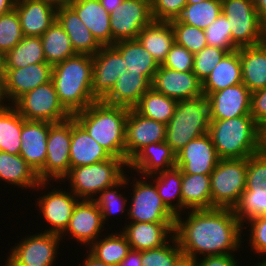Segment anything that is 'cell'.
<instances>
[{
	"label": "cell",
	"instance_id": "obj_1",
	"mask_svg": "<svg viewBox=\"0 0 266 266\" xmlns=\"http://www.w3.org/2000/svg\"><path fill=\"white\" fill-rule=\"evenodd\" d=\"M176 216L174 236L184 255L235 254L242 248L243 225L232 208L188 210ZM201 254V255H199Z\"/></svg>",
	"mask_w": 266,
	"mask_h": 266
},
{
	"label": "cell",
	"instance_id": "obj_2",
	"mask_svg": "<svg viewBox=\"0 0 266 266\" xmlns=\"http://www.w3.org/2000/svg\"><path fill=\"white\" fill-rule=\"evenodd\" d=\"M128 113L129 108L96 100L72 116L112 157L125 161V123Z\"/></svg>",
	"mask_w": 266,
	"mask_h": 266
},
{
	"label": "cell",
	"instance_id": "obj_3",
	"mask_svg": "<svg viewBox=\"0 0 266 266\" xmlns=\"http://www.w3.org/2000/svg\"><path fill=\"white\" fill-rule=\"evenodd\" d=\"M93 56L76 54L53 65L52 81L58 99L73 115L84 110L97 99L92 95Z\"/></svg>",
	"mask_w": 266,
	"mask_h": 266
},
{
	"label": "cell",
	"instance_id": "obj_4",
	"mask_svg": "<svg viewBox=\"0 0 266 266\" xmlns=\"http://www.w3.org/2000/svg\"><path fill=\"white\" fill-rule=\"evenodd\" d=\"M210 120L208 133L220 159H247L259 152L260 126L252 116Z\"/></svg>",
	"mask_w": 266,
	"mask_h": 266
},
{
	"label": "cell",
	"instance_id": "obj_5",
	"mask_svg": "<svg viewBox=\"0 0 266 266\" xmlns=\"http://www.w3.org/2000/svg\"><path fill=\"white\" fill-rule=\"evenodd\" d=\"M209 103L206 96L177 102L174 115L166 125V143L177 154L191 140L208 133Z\"/></svg>",
	"mask_w": 266,
	"mask_h": 266
},
{
	"label": "cell",
	"instance_id": "obj_6",
	"mask_svg": "<svg viewBox=\"0 0 266 266\" xmlns=\"http://www.w3.org/2000/svg\"><path fill=\"white\" fill-rule=\"evenodd\" d=\"M127 168L123 159L111 157L92 165L70 168L61 182H70L69 190L78 199L94 200L101 191L118 183L130 171Z\"/></svg>",
	"mask_w": 266,
	"mask_h": 266
},
{
	"label": "cell",
	"instance_id": "obj_7",
	"mask_svg": "<svg viewBox=\"0 0 266 266\" xmlns=\"http://www.w3.org/2000/svg\"><path fill=\"white\" fill-rule=\"evenodd\" d=\"M247 159H220L210 175L212 208H234L246 189Z\"/></svg>",
	"mask_w": 266,
	"mask_h": 266
},
{
	"label": "cell",
	"instance_id": "obj_8",
	"mask_svg": "<svg viewBox=\"0 0 266 266\" xmlns=\"http://www.w3.org/2000/svg\"><path fill=\"white\" fill-rule=\"evenodd\" d=\"M130 185L133 192L130 194L132 199L129 202L128 216L130 222H175L176 216L164 205L160 198L154 182L148 180L147 176H141L139 179L131 180ZM130 179V180H129ZM148 180V181H147ZM134 181V182H133ZM127 213V214H126Z\"/></svg>",
	"mask_w": 266,
	"mask_h": 266
},
{
	"label": "cell",
	"instance_id": "obj_9",
	"mask_svg": "<svg viewBox=\"0 0 266 266\" xmlns=\"http://www.w3.org/2000/svg\"><path fill=\"white\" fill-rule=\"evenodd\" d=\"M13 106L27 121L59 123L72 116L60 103L52 80L25 93Z\"/></svg>",
	"mask_w": 266,
	"mask_h": 266
},
{
	"label": "cell",
	"instance_id": "obj_10",
	"mask_svg": "<svg viewBox=\"0 0 266 266\" xmlns=\"http://www.w3.org/2000/svg\"><path fill=\"white\" fill-rule=\"evenodd\" d=\"M222 14L228 19L231 38L237 48L259 45L264 24L253 0H221Z\"/></svg>",
	"mask_w": 266,
	"mask_h": 266
},
{
	"label": "cell",
	"instance_id": "obj_11",
	"mask_svg": "<svg viewBox=\"0 0 266 266\" xmlns=\"http://www.w3.org/2000/svg\"><path fill=\"white\" fill-rule=\"evenodd\" d=\"M71 117L59 123H50L47 156L37 172L40 181H62L70 171Z\"/></svg>",
	"mask_w": 266,
	"mask_h": 266
},
{
	"label": "cell",
	"instance_id": "obj_12",
	"mask_svg": "<svg viewBox=\"0 0 266 266\" xmlns=\"http://www.w3.org/2000/svg\"><path fill=\"white\" fill-rule=\"evenodd\" d=\"M8 251L15 266H54L62 238L58 234L39 232L26 235Z\"/></svg>",
	"mask_w": 266,
	"mask_h": 266
},
{
	"label": "cell",
	"instance_id": "obj_13",
	"mask_svg": "<svg viewBox=\"0 0 266 266\" xmlns=\"http://www.w3.org/2000/svg\"><path fill=\"white\" fill-rule=\"evenodd\" d=\"M153 21L148 0H124L110 14L113 44L137 39L139 32Z\"/></svg>",
	"mask_w": 266,
	"mask_h": 266
},
{
	"label": "cell",
	"instance_id": "obj_14",
	"mask_svg": "<svg viewBox=\"0 0 266 266\" xmlns=\"http://www.w3.org/2000/svg\"><path fill=\"white\" fill-rule=\"evenodd\" d=\"M104 226L97 203L94 200H79L73 209L67 228L60 237L65 240L66 236H71L87 249V246L103 236L101 234Z\"/></svg>",
	"mask_w": 266,
	"mask_h": 266
},
{
	"label": "cell",
	"instance_id": "obj_15",
	"mask_svg": "<svg viewBox=\"0 0 266 266\" xmlns=\"http://www.w3.org/2000/svg\"><path fill=\"white\" fill-rule=\"evenodd\" d=\"M166 139V124L139 114L134 108L129 109L125 123V162L144 146L160 143Z\"/></svg>",
	"mask_w": 266,
	"mask_h": 266
},
{
	"label": "cell",
	"instance_id": "obj_16",
	"mask_svg": "<svg viewBox=\"0 0 266 266\" xmlns=\"http://www.w3.org/2000/svg\"><path fill=\"white\" fill-rule=\"evenodd\" d=\"M52 68L48 63H37L23 68H5L2 84L7 104L13 105L25 93L51 81Z\"/></svg>",
	"mask_w": 266,
	"mask_h": 266
},
{
	"label": "cell",
	"instance_id": "obj_17",
	"mask_svg": "<svg viewBox=\"0 0 266 266\" xmlns=\"http://www.w3.org/2000/svg\"><path fill=\"white\" fill-rule=\"evenodd\" d=\"M53 190L44 193L35 200L36 207L38 206L39 212L42 214L44 221L50 225L49 229L43 232L54 233L61 235L67 228L73 209L79 199L71 192L52 188ZM62 189V190H61Z\"/></svg>",
	"mask_w": 266,
	"mask_h": 266
},
{
	"label": "cell",
	"instance_id": "obj_18",
	"mask_svg": "<svg viewBox=\"0 0 266 266\" xmlns=\"http://www.w3.org/2000/svg\"><path fill=\"white\" fill-rule=\"evenodd\" d=\"M220 158L209 133L203 134L184 146L176 155V167L182 174L211 175Z\"/></svg>",
	"mask_w": 266,
	"mask_h": 266
},
{
	"label": "cell",
	"instance_id": "obj_19",
	"mask_svg": "<svg viewBox=\"0 0 266 266\" xmlns=\"http://www.w3.org/2000/svg\"><path fill=\"white\" fill-rule=\"evenodd\" d=\"M124 72L127 67L122 56L112 46H102L93 55L92 95L102 100Z\"/></svg>",
	"mask_w": 266,
	"mask_h": 266
},
{
	"label": "cell",
	"instance_id": "obj_20",
	"mask_svg": "<svg viewBox=\"0 0 266 266\" xmlns=\"http://www.w3.org/2000/svg\"><path fill=\"white\" fill-rule=\"evenodd\" d=\"M151 87L176 101L194 99L203 95L202 82L193 71L180 72L159 65Z\"/></svg>",
	"mask_w": 266,
	"mask_h": 266
},
{
	"label": "cell",
	"instance_id": "obj_21",
	"mask_svg": "<svg viewBox=\"0 0 266 266\" xmlns=\"http://www.w3.org/2000/svg\"><path fill=\"white\" fill-rule=\"evenodd\" d=\"M210 119H229L250 115L251 92L239 83L206 96Z\"/></svg>",
	"mask_w": 266,
	"mask_h": 266
},
{
	"label": "cell",
	"instance_id": "obj_22",
	"mask_svg": "<svg viewBox=\"0 0 266 266\" xmlns=\"http://www.w3.org/2000/svg\"><path fill=\"white\" fill-rule=\"evenodd\" d=\"M175 222H128L121 232L131 249L149 250L162 247L174 236Z\"/></svg>",
	"mask_w": 266,
	"mask_h": 266
},
{
	"label": "cell",
	"instance_id": "obj_23",
	"mask_svg": "<svg viewBox=\"0 0 266 266\" xmlns=\"http://www.w3.org/2000/svg\"><path fill=\"white\" fill-rule=\"evenodd\" d=\"M23 36H42L56 21L57 7L46 0H16Z\"/></svg>",
	"mask_w": 266,
	"mask_h": 266
},
{
	"label": "cell",
	"instance_id": "obj_24",
	"mask_svg": "<svg viewBox=\"0 0 266 266\" xmlns=\"http://www.w3.org/2000/svg\"><path fill=\"white\" fill-rule=\"evenodd\" d=\"M50 122L25 121L22 125L20 156L37 173L46 161Z\"/></svg>",
	"mask_w": 266,
	"mask_h": 266
},
{
	"label": "cell",
	"instance_id": "obj_25",
	"mask_svg": "<svg viewBox=\"0 0 266 266\" xmlns=\"http://www.w3.org/2000/svg\"><path fill=\"white\" fill-rule=\"evenodd\" d=\"M176 155L166 141L152 143L144 146L128 161V168L148 177L176 167Z\"/></svg>",
	"mask_w": 266,
	"mask_h": 266
},
{
	"label": "cell",
	"instance_id": "obj_26",
	"mask_svg": "<svg viewBox=\"0 0 266 266\" xmlns=\"http://www.w3.org/2000/svg\"><path fill=\"white\" fill-rule=\"evenodd\" d=\"M0 180L21 189H51L50 181H40L37 173L20 156L0 151ZM50 187L47 188V186Z\"/></svg>",
	"mask_w": 266,
	"mask_h": 266
},
{
	"label": "cell",
	"instance_id": "obj_27",
	"mask_svg": "<svg viewBox=\"0 0 266 266\" xmlns=\"http://www.w3.org/2000/svg\"><path fill=\"white\" fill-rule=\"evenodd\" d=\"M101 46H112L110 14L99 0H73L69 5Z\"/></svg>",
	"mask_w": 266,
	"mask_h": 266
},
{
	"label": "cell",
	"instance_id": "obj_28",
	"mask_svg": "<svg viewBox=\"0 0 266 266\" xmlns=\"http://www.w3.org/2000/svg\"><path fill=\"white\" fill-rule=\"evenodd\" d=\"M111 157L71 116L70 168L92 165Z\"/></svg>",
	"mask_w": 266,
	"mask_h": 266
},
{
	"label": "cell",
	"instance_id": "obj_29",
	"mask_svg": "<svg viewBox=\"0 0 266 266\" xmlns=\"http://www.w3.org/2000/svg\"><path fill=\"white\" fill-rule=\"evenodd\" d=\"M56 21L69 36L76 54L93 56L102 47L70 6L57 7Z\"/></svg>",
	"mask_w": 266,
	"mask_h": 266
},
{
	"label": "cell",
	"instance_id": "obj_30",
	"mask_svg": "<svg viewBox=\"0 0 266 266\" xmlns=\"http://www.w3.org/2000/svg\"><path fill=\"white\" fill-rule=\"evenodd\" d=\"M150 88L151 82L143 74L127 71L118 77L117 82L102 101L132 109Z\"/></svg>",
	"mask_w": 266,
	"mask_h": 266
},
{
	"label": "cell",
	"instance_id": "obj_31",
	"mask_svg": "<svg viewBox=\"0 0 266 266\" xmlns=\"http://www.w3.org/2000/svg\"><path fill=\"white\" fill-rule=\"evenodd\" d=\"M242 83V64L238 49L228 52L202 82L204 96Z\"/></svg>",
	"mask_w": 266,
	"mask_h": 266
},
{
	"label": "cell",
	"instance_id": "obj_32",
	"mask_svg": "<svg viewBox=\"0 0 266 266\" xmlns=\"http://www.w3.org/2000/svg\"><path fill=\"white\" fill-rule=\"evenodd\" d=\"M112 47L122 56L128 72L141 73L152 83L159 64L137 39L118 41Z\"/></svg>",
	"mask_w": 266,
	"mask_h": 266
},
{
	"label": "cell",
	"instance_id": "obj_33",
	"mask_svg": "<svg viewBox=\"0 0 266 266\" xmlns=\"http://www.w3.org/2000/svg\"><path fill=\"white\" fill-rule=\"evenodd\" d=\"M137 40L161 65L175 43L171 22L153 20L139 32Z\"/></svg>",
	"mask_w": 266,
	"mask_h": 266
},
{
	"label": "cell",
	"instance_id": "obj_34",
	"mask_svg": "<svg viewBox=\"0 0 266 266\" xmlns=\"http://www.w3.org/2000/svg\"><path fill=\"white\" fill-rule=\"evenodd\" d=\"M242 83L255 92L266 87V52L260 45L238 48Z\"/></svg>",
	"mask_w": 266,
	"mask_h": 266
},
{
	"label": "cell",
	"instance_id": "obj_35",
	"mask_svg": "<svg viewBox=\"0 0 266 266\" xmlns=\"http://www.w3.org/2000/svg\"><path fill=\"white\" fill-rule=\"evenodd\" d=\"M182 213L188 210L212 209L210 175L182 174Z\"/></svg>",
	"mask_w": 266,
	"mask_h": 266
},
{
	"label": "cell",
	"instance_id": "obj_36",
	"mask_svg": "<svg viewBox=\"0 0 266 266\" xmlns=\"http://www.w3.org/2000/svg\"><path fill=\"white\" fill-rule=\"evenodd\" d=\"M154 182L164 205L175 215L182 214V170L178 167L148 176ZM176 201V203H175Z\"/></svg>",
	"mask_w": 266,
	"mask_h": 266
},
{
	"label": "cell",
	"instance_id": "obj_37",
	"mask_svg": "<svg viewBox=\"0 0 266 266\" xmlns=\"http://www.w3.org/2000/svg\"><path fill=\"white\" fill-rule=\"evenodd\" d=\"M108 234L100 236L86 251L105 264L117 266L127 256L131 246L121 231Z\"/></svg>",
	"mask_w": 266,
	"mask_h": 266
},
{
	"label": "cell",
	"instance_id": "obj_38",
	"mask_svg": "<svg viewBox=\"0 0 266 266\" xmlns=\"http://www.w3.org/2000/svg\"><path fill=\"white\" fill-rule=\"evenodd\" d=\"M25 121L13 105L0 109V151L12 155L20 154V135Z\"/></svg>",
	"mask_w": 266,
	"mask_h": 266
},
{
	"label": "cell",
	"instance_id": "obj_39",
	"mask_svg": "<svg viewBox=\"0 0 266 266\" xmlns=\"http://www.w3.org/2000/svg\"><path fill=\"white\" fill-rule=\"evenodd\" d=\"M40 38L46 62L52 66L76 55L69 36L57 21Z\"/></svg>",
	"mask_w": 266,
	"mask_h": 266
},
{
	"label": "cell",
	"instance_id": "obj_40",
	"mask_svg": "<svg viewBox=\"0 0 266 266\" xmlns=\"http://www.w3.org/2000/svg\"><path fill=\"white\" fill-rule=\"evenodd\" d=\"M177 102L151 87L141 96L134 109L147 118L167 125L174 115Z\"/></svg>",
	"mask_w": 266,
	"mask_h": 266
},
{
	"label": "cell",
	"instance_id": "obj_41",
	"mask_svg": "<svg viewBox=\"0 0 266 266\" xmlns=\"http://www.w3.org/2000/svg\"><path fill=\"white\" fill-rule=\"evenodd\" d=\"M37 63H47L40 37L24 36L5 54V68H23Z\"/></svg>",
	"mask_w": 266,
	"mask_h": 266
},
{
	"label": "cell",
	"instance_id": "obj_42",
	"mask_svg": "<svg viewBox=\"0 0 266 266\" xmlns=\"http://www.w3.org/2000/svg\"><path fill=\"white\" fill-rule=\"evenodd\" d=\"M222 13L221 0H206L195 4H186L180 22L205 30Z\"/></svg>",
	"mask_w": 266,
	"mask_h": 266
},
{
	"label": "cell",
	"instance_id": "obj_43",
	"mask_svg": "<svg viewBox=\"0 0 266 266\" xmlns=\"http://www.w3.org/2000/svg\"><path fill=\"white\" fill-rule=\"evenodd\" d=\"M129 174H125V176L116 184H114L111 187H108L101 191L97 198L94 199V201L97 203L100 212L102 214V220L104 225L106 224V221L108 222V218L112 219L111 216L114 217L117 213H123L125 211H128L126 206L128 203L127 197L123 196V194L118 193L119 188L127 187L130 183L128 181Z\"/></svg>",
	"mask_w": 266,
	"mask_h": 266
},
{
	"label": "cell",
	"instance_id": "obj_44",
	"mask_svg": "<svg viewBox=\"0 0 266 266\" xmlns=\"http://www.w3.org/2000/svg\"><path fill=\"white\" fill-rule=\"evenodd\" d=\"M170 22L176 44L185 47L192 54L200 52L207 46L206 35L203 29L182 23L178 19Z\"/></svg>",
	"mask_w": 266,
	"mask_h": 266
},
{
	"label": "cell",
	"instance_id": "obj_45",
	"mask_svg": "<svg viewBox=\"0 0 266 266\" xmlns=\"http://www.w3.org/2000/svg\"><path fill=\"white\" fill-rule=\"evenodd\" d=\"M233 211L243 226L254 218L266 216V194L247 193L244 190Z\"/></svg>",
	"mask_w": 266,
	"mask_h": 266
},
{
	"label": "cell",
	"instance_id": "obj_46",
	"mask_svg": "<svg viewBox=\"0 0 266 266\" xmlns=\"http://www.w3.org/2000/svg\"><path fill=\"white\" fill-rule=\"evenodd\" d=\"M182 254L179 243L173 236L162 247L141 251V264L142 266H173Z\"/></svg>",
	"mask_w": 266,
	"mask_h": 266
},
{
	"label": "cell",
	"instance_id": "obj_47",
	"mask_svg": "<svg viewBox=\"0 0 266 266\" xmlns=\"http://www.w3.org/2000/svg\"><path fill=\"white\" fill-rule=\"evenodd\" d=\"M20 20L15 9L0 16V51L6 54L22 39Z\"/></svg>",
	"mask_w": 266,
	"mask_h": 266
},
{
	"label": "cell",
	"instance_id": "obj_48",
	"mask_svg": "<svg viewBox=\"0 0 266 266\" xmlns=\"http://www.w3.org/2000/svg\"><path fill=\"white\" fill-rule=\"evenodd\" d=\"M245 191L266 194V156L260 152L247 158Z\"/></svg>",
	"mask_w": 266,
	"mask_h": 266
},
{
	"label": "cell",
	"instance_id": "obj_49",
	"mask_svg": "<svg viewBox=\"0 0 266 266\" xmlns=\"http://www.w3.org/2000/svg\"><path fill=\"white\" fill-rule=\"evenodd\" d=\"M204 31L207 45L225 49L228 52L238 49L232 42L229 21L222 13Z\"/></svg>",
	"mask_w": 266,
	"mask_h": 266
},
{
	"label": "cell",
	"instance_id": "obj_50",
	"mask_svg": "<svg viewBox=\"0 0 266 266\" xmlns=\"http://www.w3.org/2000/svg\"><path fill=\"white\" fill-rule=\"evenodd\" d=\"M227 53L225 49L207 45L194 54L193 73L203 82Z\"/></svg>",
	"mask_w": 266,
	"mask_h": 266
},
{
	"label": "cell",
	"instance_id": "obj_51",
	"mask_svg": "<svg viewBox=\"0 0 266 266\" xmlns=\"http://www.w3.org/2000/svg\"><path fill=\"white\" fill-rule=\"evenodd\" d=\"M244 225H246V227L243 226V229L247 227L250 228L247 230V232H249L247 241H249L248 243L251 247V251L254 252L255 256H260V259L261 256L263 258L264 255L266 256V216L254 218Z\"/></svg>",
	"mask_w": 266,
	"mask_h": 266
},
{
	"label": "cell",
	"instance_id": "obj_52",
	"mask_svg": "<svg viewBox=\"0 0 266 266\" xmlns=\"http://www.w3.org/2000/svg\"><path fill=\"white\" fill-rule=\"evenodd\" d=\"M150 4L154 21L170 22L181 15L187 0H152Z\"/></svg>",
	"mask_w": 266,
	"mask_h": 266
},
{
	"label": "cell",
	"instance_id": "obj_53",
	"mask_svg": "<svg viewBox=\"0 0 266 266\" xmlns=\"http://www.w3.org/2000/svg\"><path fill=\"white\" fill-rule=\"evenodd\" d=\"M194 54L185 47L174 43L161 66L169 69L187 72L193 70Z\"/></svg>",
	"mask_w": 266,
	"mask_h": 266
},
{
	"label": "cell",
	"instance_id": "obj_54",
	"mask_svg": "<svg viewBox=\"0 0 266 266\" xmlns=\"http://www.w3.org/2000/svg\"><path fill=\"white\" fill-rule=\"evenodd\" d=\"M250 115L259 126L266 124V87L251 93Z\"/></svg>",
	"mask_w": 266,
	"mask_h": 266
},
{
	"label": "cell",
	"instance_id": "obj_55",
	"mask_svg": "<svg viewBox=\"0 0 266 266\" xmlns=\"http://www.w3.org/2000/svg\"><path fill=\"white\" fill-rule=\"evenodd\" d=\"M235 254H223L196 259L197 266H239Z\"/></svg>",
	"mask_w": 266,
	"mask_h": 266
},
{
	"label": "cell",
	"instance_id": "obj_56",
	"mask_svg": "<svg viewBox=\"0 0 266 266\" xmlns=\"http://www.w3.org/2000/svg\"><path fill=\"white\" fill-rule=\"evenodd\" d=\"M117 266H142L141 251L131 249L127 256Z\"/></svg>",
	"mask_w": 266,
	"mask_h": 266
},
{
	"label": "cell",
	"instance_id": "obj_57",
	"mask_svg": "<svg viewBox=\"0 0 266 266\" xmlns=\"http://www.w3.org/2000/svg\"><path fill=\"white\" fill-rule=\"evenodd\" d=\"M261 22L266 24V0H253Z\"/></svg>",
	"mask_w": 266,
	"mask_h": 266
},
{
	"label": "cell",
	"instance_id": "obj_58",
	"mask_svg": "<svg viewBox=\"0 0 266 266\" xmlns=\"http://www.w3.org/2000/svg\"><path fill=\"white\" fill-rule=\"evenodd\" d=\"M173 266H197V264L195 258L182 254Z\"/></svg>",
	"mask_w": 266,
	"mask_h": 266
},
{
	"label": "cell",
	"instance_id": "obj_59",
	"mask_svg": "<svg viewBox=\"0 0 266 266\" xmlns=\"http://www.w3.org/2000/svg\"><path fill=\"white\" fill-rule=\"evenodd\" d=\"M124 0H99L102 7L109 13L116 9Z\"/></svg>",
	"mask_w": 266,
	"mask_h": 266
},
{
	"label": "cell",
	"instance_id": "obj_60",
	"mask_svg": "<svg viewBox=\"0 0 266 266\" xmlns=\"http://www.w3.org/2000/svg\"><path fill=\"white\" fill-rule=\"evenodd\" d=\"M85 255L86 257L84 258L82 262V266H111V265L105 264L104 262L97 260L89 252H87V254L85 253Z\"/></svg>",
	"mask_w": 266,
	"mask_h": 266
},
{
	"label": "cell",
	"instance_id": "obj_61",
	"mask_svg": "<svg viewBox=\"0 0 266 266\" xmlns=\"http://www.w3.org/2000/svg\"><path fill=\"white\" fill-rule=\"evenodd\" d=\"M16 0H0V16L15 8Z\"/></svg>",
	"mask_w": 266,
	"mask_h": 266
},
{
	"label": "cell",
	"instance_id": "obj_62",
	"mask_svg": "<svg viewBox=\"0 0 266 266\" xmlns=\"http://www.w3.org/2000/svg\"><path fill=\"white\" fill-rule=\"evenodd\" d=\"M259 152L266 156V126H260Z\"/></svg>",
	"mask_w": 266,
	"mask_h": 266
},
{
	"label": "cell",
	"instance_id": "obj_63",
	"mask_svg": "<svg viewBox=\"0 0 266 266\" xmlns=\"http://www.w3.org/2000/svg\"><path fill=\"white\" fill-rule=\"evenodd\" d=\"M5 75V54L0 51V80L3 82Z\"/></svg>",
	"mask_w": 266,
	"mask_h": 266
},
{
	"label": "cell",
	"instance_id": "obj_64",
	"mask_svg": "<svg viewBox=\"0 0 266 266\" xmlns=\"http://www.w3.org/2000/svg\"><path fill=\"white\" fill-rule=\"evenodd\" d=\"M46 1L54 5L55 7H60V6H69L73 0H46Z\"/></svg>",
	"mask_w": 266,
	"mask_h": 266
},
{
	"label": "cell",
	"instance_id": "obj_65",
	"mask_svg": "<svg viewBox=\"0 0 266 266\" xmlns=\"http://www.w3.org/2000/svg\"><path fill=\"white\" fill-rule=\"evenodd\" d=\"M259 45L264 49L266 52V24L263 26L262 34L260 38Z\"/></svg>",
	"mask_w": 266,
	"mask_h": 266
},
{
	"label": "cell",
	"instance_id": "obj_66",
	"mask_svg": "<svg viewBox=\"0 0 266 266\" xmlns=\"http://www.w3.org/2000/svg\"><path fill=\"white\" fill-rule=\"evenodd\" d=\"M6 105L7 104L3 95V84L2 81L0 80V109L5 107Z\"/></svg>",
	"mask_w": 266,
	"mask_h": 266
},
{
	"label": "cell",
	"instance_id": "obj_67",
	"mask_svg": "<svg viewBox=\"0 0 266 266\" xmlns=\"http://www.w3.org/2000/svg\"><path fill=\"white\" fill-rule=\"evenodd\" d=\"M263 260H261V261H259V259H258V263L256 264L255 263V265L254 266H266V256H265V258H262Z\"/></svg>",
	"mask_w": 266,
	"mask_h": 266
},
{
	"label": "cell",
	"instance_id": "obj_68",
	"mask_svg": "<svg viewBox=\"0 0 266 266\" xmlns=\"http://www.w3.org/2000/svg\"><path fill=\"white\" fill-rule=\"evenodd\" d=\"M4 264H3V266H15L8 258H6Z\"/></svg>",
	"mask_w": 266,
	"mask_h": 266
},
{
	"label": "cell",
	"instance_id": "obj_69",
	"mask_svg": "<svg viewBox=\"0 0 266 266\" xmlns=\"http://www.w3.org/2000/svg\"><path fill=\"white\" fill-rule=\"evenodd\" d=\"M203 1H206V0H187V4H195V3L203 2Z\"/></svg>",
	"mask_w": 266,
	"mask_h": 266
}]
</instances>
